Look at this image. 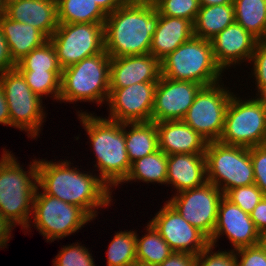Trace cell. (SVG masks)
Here are the masks:
<instances>
[{
  "mask_svg": "<svg viewBox=\"0 0 266 266\" xmlns=\"http://www.w3.org/2000/svg\"><path fill=\"white\" fill-rule=\"evenodd\" d=\"M52 262L53 266H95L88 248L78 242L63 246Z\"/></svg>",
  "mask_w": 266,
  "mask_h": 266,
  "instance_id": "e575fe53",
  "label": "cell"
},
{
  "mask_svg": "<svg viewBox=\"0 0 266 266\" xmlns=\"http://www.w3.org/2000/svg\"><path fill=\"white\" fill-rule=\"evenodd\" d=\"M31 90L41 99L43 96L59 100L62 71H19ZM51 94V96H49ZM53 94V95H52Z\"/></svg>",
  "mask_w": 266,
  "mask_h": 266,
  "instance_id": "d6a6232c",
  "label": "cell"
},
{
  "mask_svg": "<svg viewBox=\"0 0 266 266\" xmlns=\"http://www.w3.org/2000/svg\"><path fill=\"white\" fill-rule=\"evenodd\" d=\"M10 114V126L36 138L45 119L42 99L26 83L23 75L13 68L0 75Z\"/></svg>",
  "mask_w": 266,
  "mask_h": 266,
  "instance_id": "30bf717a",
  "label": "cell"
},
{
  "mask_svg": "<svg viewBox=\"0 0 266 266\" xmlns=\"http://www.w3.org/2000/svg\"><path fill=\"white\" fill-rule=\"evenodd\" d=\"M93 1L97 3V5L106 15L111 14L126 2L125 0H93Z\"/></svg>",
  "mask_w": 266,
  "mask_h": 266,
  "instance_id": "bcb514c9",
  "label": "cell"
},
{
  "mask_svg": "<svg viewBox=\"0 0 266 266\" xmlns=\"http://www.w3.org/2000/svg\"><path fill=\"white\" fill-rule=\"evenodd\" d=\"M256 92L255 98L266 108V85L261 86Z\"/></svg>",
  "mask_w": 266,
  "mask_h": 266,
  "instance_id": "c3c4849f",
  "label": "cell"
},
{
  "mask_svg": "<svg viewBox=\"0 0 266 266\" xmlns=\"http://www.w3.org/2000/svg\"><path fill=\"white\" fill-rule=\"evenodd\" d=\"M158 266H196V256L189 253L173 252Z\"/></svg>",
  "mask_w": 266,
  "mask_h": 266,
  "instance_id": "b9f144b4",
  "label": "cell"
},
{
  "mask_svg": "<svg viewBox=\"0 0 266 266\" xmlns=\"http://www.w3.org/2000/svg\"><path fill=\"white\" fill-rule=\"evenodd\" d=\"M214 246L209 244L196 256V266H237L234 250L217 251L213 253Z\"/></svg>",
  "mask_w": 266,
  "mask_h": 266,
  "instance_id": "8d00e7d4",
  "label": "cell"
},
{
  "mask_svg": "<svg viewBox=\"0 0 266 266\" xmlns=\"http://www.w3.org/2000/svg\"><path fill=\"white\" fill-rule=\"evenodd\" d=\"M227 89L221 81L202 86L182 119L208 142L218 141L223 133L226 109L233 94Z\"/></svg>",
  "mask_w": 266,
  "mask_h": 266,
  "instance_id": "7c38bea8",
  "label": "cell"
},
{
  "mask_svg": "<svg viewBox=\"0 0 266 266\" xmlns=\"http://www.w3.org/2000/svg\"><path fill=\"white\" fill-rule=\"evenodd\" d=\"M158 20L154 3L125 2L106 17V53L111 58L150 53Z\"/></svg>",
  "mask_w": 266,
  "mask_h": 266,
  "instance_id": "7a4b0ae2",
  "label": "cell"
},
{
  "mask_svg": "<svg viewBox=\"0 0 266 266\" xmlns=\"http://www.w3.org/2000/svg\"><path fill=\"white\" fill-rule=\"evenodd\" d=\"M202 85L160 77L154 93L151 121L182 120Z\"/></svg>",
  "mask_w": 266,
  "mask_h": 266,
  "instance_id": "2e32d148",
  "label": "cell"
},
{
  "mask_svg": "<svg viewBox=\"0 0 266 266\" xmlns=\"http://www.w3.org/2000/svg\"><path fill=\"white\" fill-rule=\"evenodd\" d=\"M137 180L145 183L166 184L167 155L158 149L132 162L130 171L123 182H136Z\"/></svg>",
  "mask_w": 266,
  "mask_h": 266,
  "instance_id": "83f0119b",
  "label": "cell"
},
{
  "mask_svg": "<svg viewBox=\"0 0 266 266\" xmlns=\"http://www.w3.org/2000/svg\"><path fill=\"white\" fill-rule=\"evenodd\" d=\"M235 254L237 266H266V248L262 243L239 248Z\"/></svg>",
  "mask_w": 266,
  "mask_h": 266,
  "instance_id": "f35d334b",
  "label": "cell"
},
{
  "mask_svg": "<svg viewBox=\"0 0 266 266\" xmlns=\"http://www.w3.org/2000/svg\"><path fill=\"white\" fill-rule=\"evenodd\" d=\"M16 64L12 61L6 40L0 28V75L15 68Z\"/></svg>",
  "mask_w": 266,
  "mask_h": 266,
  "instance_id": "7bdbcfd3",
  "label": "cell"
},
{
  "mask_svg": "<svg viewBox=\"0 0 266 266\" xmlns=\"http://www.w3.org/2000/svg\"><path fill=\"white\" fill-rule=\"evenodd\" d=\"M158 146L167 156L178 153L205 154L208 141L183 120L156 122Z\"/></svg>",
  "mask_w": 266,
  "mask_h": 266,
  "instance_id": "ffe728a7",
  "label": "cell"
},
{
  "mask_svg": "<svg viewBox=\"0 0 266 266\" xmlns=\"http://www.w3.org/2000/svg\"><path fill=\"white\" fill-rule=\"evenodd\" d=\"M234 0H199L200 6L233 4Z\"/></svg>",
  "mask_w": 266,
  "mask_h": 266,
  "instance_id": "7dc6e473",
  "label": "cell"
},
{
  "mask_svg": "<svg viewBox=\"0 0 266 266\" xmlns=\"http://www.w3.org/2000/svg\"><path fill=\"white\" fill-rule=\"evenodd\" d=\"M156 85L157 82H142L110 88L107 118L120 123L151 121Z\"/></svg>",
  "mask_w": 266,
  "mask_h": 266,
  "instance_id": "9a60e30c",
  "label": "cell"
},
{
  "mask_svg": "<svg viewBox=\"0 0 266 266\" xmlns=\"http://www.w3.org/2000/svg\"><path fill=\"white\" fill-rule=\"evenodd\" d=\"M159 210L149 222L174 252L197 256L210 244L209 238L188 223L169 202Z\"/></svg>",
  "mask_w": 266,
  "mask_h": 266,
  "instance_id": "5bb4252c",
  "label": "cell"
},
{
  "mask_svg": "<svg viewBox=\"0 0 266 266\" xmlns=\"http://www.w3.org/2000/svg\"><path fill=\"white\" fill-rule=\"evenodd\" d=\"M235 22L259 41L266 40V0H234Z\"/></svg>",
  "mask_w": 266,
  "mask_h": 266,
  "instance_id": "4316f807",
  "label": "cell"
},
{
  "mask_svg": "<svg viewBox=\"0 0 266 266\" xmlns=\"http://www.w3.org/2000/svg\"><path fill=\"white\" fill-rule=\"evenodd\" d=\"M231 96L225 113L222 144L255 147L266 141V108L256 99Z\"/></svg>",
  "mask_w": 266,
  "mask_h": 266,
  "instance_id": "ba28073f",
  "label": "cell"
},
{
  "mask_svg": "<svg viewBox=\"0 0 266 266\" xmlns=\"http://www.w3.org/2000/svg\"><path fill=\"white\" fill-rule=\"evenodd\" d=\"M12 225L1 213H0V248L6 247L8 245L9 239H11ZM11 232V233H10Z\"/></svg>",
  "mask_w": 266,
  "mask_h": 266,
  "instance_id": "ee69618b",
  "label": "cell"
},
{
  "mask_svg": "<svg viewBox=\"0 0 266 266\" xmlns=\"http://www.w3.org/2000/svg\"><path fill=\"white\" fill-rule=\"evenodd\" d=\"M107 250V266H131L136 261V232H117Z\"/></svg>",
  "mask_w": 266,
  "mask_h": 266,
  "instance_id": "4dcf8cb0",
  "label": "cell"
},
{
  "mask_svg": "<svg viewBox=\"0 0 266 266\" xmlns=\"http://www.w3.org/2000/svg\"><path fill=\"white\" fill-rule=\"evenodd\" d=\"M228 238L233 250L254 246L262 242L263 236L257 230L249 213L244 212L225 196L222 197L218 208L215 229L210 244L216 246L221 235Z\"/></svg>",
  "mask_w": 266,
  "mask_h": 266,
  "instance_id": "e0dca14e",
  "label": "cell"
},
{
  "mask_svg": "<svg viewBox=\"0 0 266 266\" xmlns=\"http://www.w3.org/2000/svg\"><path fill=\"white\" fill-rule=\"evenodd\" d=\"M161 76L208 86L222 81L209 40L193 37L160 61Z\"/></svg>",
  "mask_w": 266,
  "mask_h": 266,
  "instance_id": "8992f818",
  "label": "cell"
},
{
  "mask_svg": "<svg viewBox=\"0 0 266 266\" xmlns=\"http://www.w3.org/2000/svg\"><path fill=\"white\" fill-rule=\"evenodd\" d=\"M147 234L140 238L136 233V261L144 266H158L174 251L149 222Z\"/></svg>",
  "mask_w": 266,
  "mask_h": 266,
  "instance_id": "f1b7e54d",
  "label": "cell"
},
{
  "mask_svg": "<svg viewBox=\"0 0 266 266\" xmlns=\"http://www.w3.org/2000/svg\"><path fill=\"white\" fill-rule=\"evenodd\" d=\"M160 77V61L150 53L111 58L110 88H124L142 82H158Z\"/></svg>",
  "mask_w": 266,
  "mask_h": 266,
  "instance_id": "d6986e66",
  "label": "cell"
},
{
  "mask_svg": "<svg viewBox=\"0 0 266 266\" xmlns=\"http://www.w3.org/2000/svg\"><path fill=\"white\" fill-rule=\"evenodd\" d=\"M15 68L18 71H63L50 39L24 56Z\"/></svg>",
  "mask_w": 266,
  "mask_h": 266,
  "instance_id": "1f68e13d",
  "label": "cell"
},
{
  "mask_svg": "<svg viewBox=\"0 0 266 266\" xmlns=\"http://www.w3.org/2000/svg\"><path fill=\"white\" fill-rule=\"evenodd\" d=\"M253 62L252 76L255 77L257 90L266 85V40L258 41L249 63Z\"/></svg>",
  "mask_w": 266,
  "mask_h": 266,
  "instance_id": "ab89813d",
  "label": "cell"
},
{
  "mask_svg": "<svg viewBox=\"0 0 266 266\" xmlns=\"http://www.w3.org/2000/svg\"><path fill=\"white\" fill-rule=\"evenodd\" d=\"M194 37L192 21L159 15L156 30L152 36L150 54L159 61Z\"/></svg>",
  "mask_w": 266,
  "mask_h": 266,
  "instance_id": "603a6c76",
  "label": "cell"
},
{
  "mask_svg": "<svg viewBox=\"0 0 266 266\" xmlns=\"http://www.w3.org/2000/svg\"><path fill=\"white\" fill-rule=\"evenodd\" d=\"M14 1H18V0H1L4 6H7L9 3L14 2Z\"/></svg>",
  "mask_w": 266,
  "mask_h": 266,
  "instance_id": "816d5d0a",
  "label": "cell"
},
{
  "mask_svg": "<svg viewBox=\"0 0 266 266\" xmlns=\"http://www.w3.org/2000/svg\"><path fill=\"white\" fill-rule=\"evenodd\" d=\"M39 189L34 196L32 221L47 242L67 237L93 220L81 207L41 193Z\"/></svg>",
  "mask_w": 266,
  "mask_h": 266,
  "instance_id": "9c48e42d",
  "label": "cell"
},
{
  "mask_svg": "<svg viewBox=\"0 0 266 266\" xmlns=\"http://www.w3.org/2000/svg\"><path fill=\"white\" fill-rule=\"evenodd\" d=\"M258 41L236 22L210 40L215 61L223 72L234 64L250 61Z\"/></svg>",
  "mask_w": 266,
  "mask_h": 266,
  "instance_id": "ac0fdd59",
  "label": "cell"
},
{
  "mask_svg": "<svg viewBox=\"0 0 266 266\" xmlns=\"http://www.w3.org/2000/svg\"><path fill=\"white\" fill-rule=\"evenodd\" d=\"M264 246H265V248H266V236H263V240H262V242H261Z\"/></svg>",
  "mask_w": 266,
  "mask_h": 266,
  "instance_id": "f5cc1de1",
  "label": "cell"
},
{
  "mask_svg": "<svg viewBox=\"0 0 266 266\" xmlns=\"http://www.w3.org/2000/svg\"><path fill=\"white\" fill-rule=\"evenodd\" d=\"M37 165V187L42 188L44 194L81 207L93 220L98 215V208L111 205L112 191L98 175L82 173L77 167H70L71 162L67 160L40 159Z\"/></svg>",
  "mask_w": 266,
  "mask_h": 266,
  "instance_id": "6da1fadb",
  "label": "cell"
},
{
  "mask_svg": "<svg viewBox=\"0 0 266 266\" xmlns=\"http://www.w3.org/2000/svg\"><path fill=\"white\" fill-rule=\"evenodd\" d=\"M0 158V213L14 226L31 230L34 196L38 185V165L35 159L24 171L11 152ZM16 158V159H15Z\"/></svg>",
  "mask_w": 266,
  "mask_h": 266,
  "instance_id": "277c9868",
  "label": "cell"
},
{
  "mask_svg": "<svg viewBox=\"0 0 266 266\" xmlns=\"http://www.w3.org/2000/svg\"><path fill=\"white\" fill-rule=\"evenodd\" d=\"M126 128L129 129L126 130ZM123 129L126 150L131 163L159 149L155 122H125Z\"/></svg>",
  "mask_w": 266,
  "mask_h": 266,
  "instance_id": "d4e9b609",
  "label": "cell"
},
{
  "mask_svg": "<svg viewBox=\"0 0 266 266\" xmlns=\"http://www.w3.org/2000/svg\"><path fill=\"white\" fill-rule=\"evenodd\" d=\"M207 182L205 154L178 153L167 156V180L177 193Z\"/></svg>",
  "mask_w": 266,
  "mask_h": 266,
  "instance_id": "7402d4cb",
  "label": "cell"
},
{
  "mask_svg": "<svg viewBox=\"0 0 266 266\" xmlns=\"http://www.w3.org/2000/svg\"><path fill=\"white\" fill-rule=\"evenodd\" d=\"M253 223L262 236H266V197L249 213Z\"/></svg>",
  "mask_w": 266,
  "mask_h": 266,
  "instance_id": "60d3db41",
  "label": "cell"
},
{
  "mask_svg": "<svg viewBox=\"0 0 266 266\" xmlns=\"http://www.w3.org/2000/svg\"><path fill=\"white\" fill-rule=\"evenodd\" d=\"M126 2L154 3L155 0H125Z\"/></svg>",
  "mask_w": 266,
  "mask_h": 266,
  "instance_id": "681fc988",
  "label": "cell"
},
{
  "mask_svg": "<svg viewBox=\"0 0 266 266\" xmlns=\"http://www.w3.org/2000/svg\"><path fill=\"white\" fill-rule=\"evenodd\" d=\"M0 124L10 126L9 108L1 83H0Z\"/></svg>",
  "mask_w": 266,
  "mask_h": 266,
  "instance_id": "f6af8a7d",
  "label": "cell"
},
{
  "mask_svg": "<svg viewBox=\"0 0 266 266\" xmlns=\"http://www.w3.org/2000/svg\"><path fill=\"white\" fill-rule=\"evenodd\" d=\"M58 23H105L107 15L93 0H57Z\"/></svg>",
  "mask_w": 266,
  "mask_h": 266,
  "instance_id": "f546056e",
  "label": "cell"
},
{
  "mask_svg": "<svg viewBox=\"0 0 266 266\" xmlns=\"http://www.w3.org/2000/svg\"><path fill=\"white\" fill-rule=\"evenodd\" d=\"M205 160L207 182L219 188L224 195L235 187L255 184L247 147L208 142Z\"/></svg>",
  "mask_w": 266,
  "mask_h": 266,
  "instance_id": "52a82bcc",
  "label": "cell"
},
{
  "mask_svg": "<svg viewBox=\"0 0 266 266\" xmlns=\"http://www.w3.org/2000/svg\"><path fill=\"white\" fill-rule=\"evenodd\" d=\"M131 266H144V265H141V264H134V265H131Z\"/></svg>",
  "mask_w": 266,
  "mask_h": 266,
  "instance_id": "db71d44e",
  "label": "cell"
},
{
  "mask_svg": "<svg viewBox=\"0 0 266 266\" xmlns=\"http://www.w3.org/2000/svg\"><path fill=\"white\" fill-rule=\"evenodd\" d=\"M0 28L6 40L10 57L15 64L49 40L34 26L11 20L5 14L0 18Z\"/></svg>",
  "mask_w": 266,
  "mask_h": 266,
  "instance_id": "cb8c5ba5",
  "label": "cell"
},
{
  "mask_svg": "<svg viewBox=\"0 0 266 266\" xmlns=\"http://www.w3.org/2000/svg\"><path fill=\"white\" fill-rule=\"evenodd\" d=\"M249 151L255 184L266 197V145L250 147Z\"/></svg>",
  "mask_w": 266,
  "mask_h": 266,
  "instance_id": "74e56055",
  "label": "cell"
},
{
  "mask_svg": "<svg viewBox=\"0 0 266 266\" xmlns=\"http://www.w3.org/2000/svg\"><path fill=\"white\" fill-rule=\"evenodd\" d=\"M110 63L111 57L104 50L63 69L59 101L107 103Z\"/></svg>",
  "mask_w": 266,
  "mask_h": 266,
  "instance_id": "5b68a950",
  "label": "cell"
},
{
  "mask_svg": "<svg viewBox=\"0 0 266 266\" xmlns=\"http://www.w3.org/2000/svg\"><path fill=\"white\" fill-rule=\"evenodd\" d=\"M49 39L65 69L105 50L104 23H59Z\"/></svg>",
  "mask_w": 266,
  "mask_h": 266,
  "instance_id": "8fae6325",
  "label": "cell"
},
{
  "mask_svg": "<svg viewBox=\"0 0 266 266\" xmlns=\"http://www.w3.org/2000/svg\"><path fill=\"white\" fill-rule=\"evenodd\" d=\"M159 15L184 18L195 22L200 9L199 0H155Z\"/></svg>",
  "mask_w": 266,
  "mask_h": 266,
  "instance_id": "836d02e7",
  "label": "cell"
},
{
  "mask_svg": "<svg viewBox=\"0 0 266 266\" xmlns=\"http://www.w3.org/2000/svg\"><path fill=\"white\" fill-rule=\"evenodd\" d=\"M169 202L192 226L209 240L216 226L218 208L223 192L212 183L174 194Z\"/></svg>",
  "mask_w": 266,
  "mask_h": 266,
  "instance_id": "4fadbf2b",
  "label": "cell"
},
{
  "mask_svg": "<svg viewBox=\"0 0 266 266\" xmlns=\"http://www.w3.org/2000/svg\"><path fill=\"white\" fill-rule=\"evenodd\" d=\"M5 14V6L2 4L0 0V18Z\"/></svg>",
  "mask_w": 266,
  "mask_h": 266,
  "instance_id": "f907efd6",
  "label": "cell"
},
{
  "mask_svg": "<svg viewBox=\"0 0 266 266\" xmlns=\"http://www.w3.org/2000/svg\"><path fill=\"white\" fill-rule=\"evenodd\" d=\"M224 196L247 213H251L255 206L265 197L256 184L235 187L230 189Z\"/></svg>",
  "mask_w": 266,
  "mask_h": 266,
  "instance_id": "d590c367",
  "label": "cell"
},
{
  "mask_svg": "<svg viewBox=\"0 0 266 266\" xmlns=\"http://www.w3.org/2000/svg\"><path fill=\"white\" fill-rule=\"evenodd\" d=\"M235 22L234 5L200 6L194 24V37L211 40Z\"/></svg>",
  "mask_w": 266,
  "mask_h": 266,
  "instance_id": "484cf974",
  "label": "cell"
},
{
  "mask_svg": "<svg viewBox=\"0 0 266 266\" xmlns=\"http://www.w3.org/2000/svg\"><path fill=\"white\" fill-rule=\"evenodd\" d=\"M78 119L88 134L98 167L99 177L110 187L123 184L131 162L126 150L123 123L88 112H79ZM94 115V116H93Z\"/></svg>",
  "mask_w": 266,
  "mask_h": 266,
  "instance_id": "3957f363",
  "label": "cell"
},
{
  "mask_svg": "<svg viewBox=\"0 0 266 266\" xmlns=\"http://www.w3.org/2000/svg\"><path fill=\"white\" fill-rule=\"evenodd\" d=\"M5 15L20 23L30 24L48 39L57 29L56 0H18L5 6Z\"/></svg>",
  "mask_w": 266,
  "mask_h": 266,
  "instance_id": "44dd1931",
  "label": "cell"
}]
</instances>
